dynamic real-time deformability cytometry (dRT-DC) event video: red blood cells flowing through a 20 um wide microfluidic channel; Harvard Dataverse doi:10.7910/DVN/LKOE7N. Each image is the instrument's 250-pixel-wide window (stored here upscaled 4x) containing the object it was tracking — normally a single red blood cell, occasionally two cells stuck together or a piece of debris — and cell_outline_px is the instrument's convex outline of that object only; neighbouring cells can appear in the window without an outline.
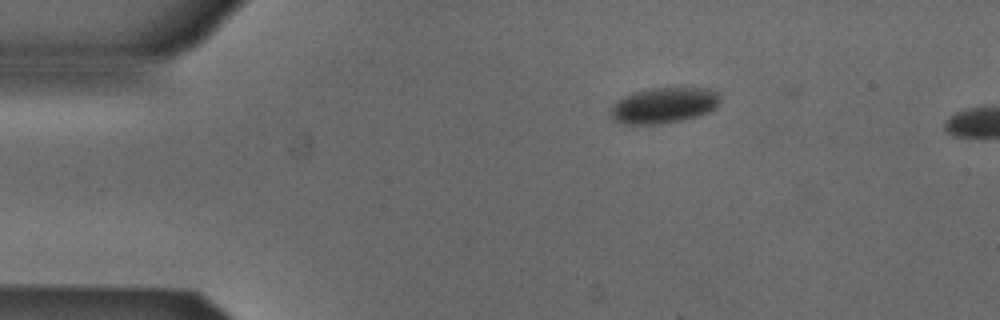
{"species": "Egyptian fruit bat (a non-hibernating species)", "species_latin": "Rousettus aegyptiacus", "temperature_condition": "cold", "stored_images_in_passage": 4, "camera_frame_rate_fps": 3000, "um_per_image_px": 0.085, "animal": {"sex": "male"}, "frame": {"image": 1, "passage_image": 3, "time_ms": 0.667, "image_size_px": [1000, 320], "cell_outline_px": [[720, 100], [716, 108], [708, 112], [696, 116], [680, 120], [660, 124], [620, 124], [612, 120], [608, 112], [624, 96], [636, 92], [652, 88], [712, 88], [720, 92]], "centroid_in_image_um": [56.45, 8.96], "position_along_channel_um": 28.5, "area_um2": 22.83}}